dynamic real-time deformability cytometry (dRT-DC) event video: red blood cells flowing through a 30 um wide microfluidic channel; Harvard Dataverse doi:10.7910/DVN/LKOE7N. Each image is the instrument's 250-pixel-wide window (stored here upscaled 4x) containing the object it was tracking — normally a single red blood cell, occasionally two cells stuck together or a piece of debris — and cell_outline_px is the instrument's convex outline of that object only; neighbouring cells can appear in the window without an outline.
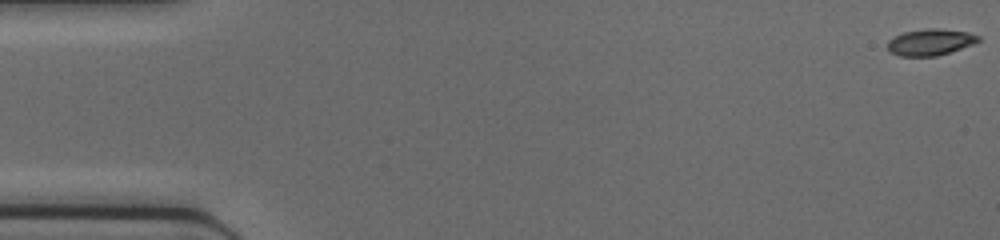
{"species": "common noctule bat (a hibernating species)", "species_latin": "Nyctalus noctula", "temperature_condition": "cold", "stored_images_in_passage": 46, "camera_frame_rate_fps": 3000, "um_per_image_px": 0.085, "animal": {"sex": "female", "body_mass_g": 17.0, "forearm_length_mm": 48.0}, "frame": {"image": 1, "passage_image": 1, "time_ms": 0.0, "image_size_px": [1000, 240], "cell_outline_px": [[980, 40], [972, 44], [936, 56], [900, 56], [892, 52], [888, 48], [888, 40], [904, 32], [928, 28], [936, 28], [968, 32], [980, 36]], "centroid_in_image_um": [79.08, 3.57], "position_along_channel_um": 5.9, "area_um2": 13.7}}
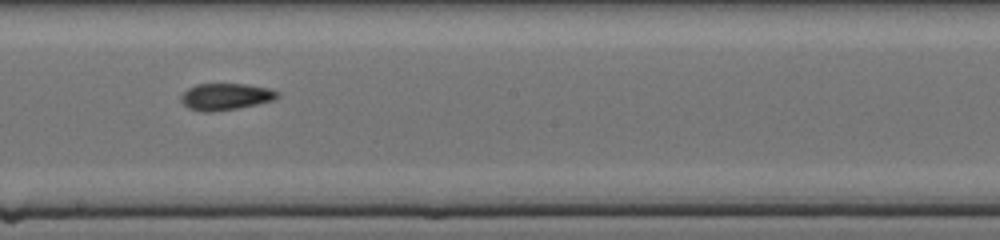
{"frame": {"image": 2, "passage_image": 26, "time_ms": 8.333, "image_size_px": [1000, 240], "cell_outline_px": [[280, 96], [276, 100], [236, 108], [208, 112], [204, 112], [188, 108], [180, 100], [180, 96], [188, 88], [196, 84], [244, 84], [268, 88], [280, 92]], "centroid_in_image_um": [19.19, 8.21], "position_along_channel_um": 229.0, "area_um2": 14.97}}
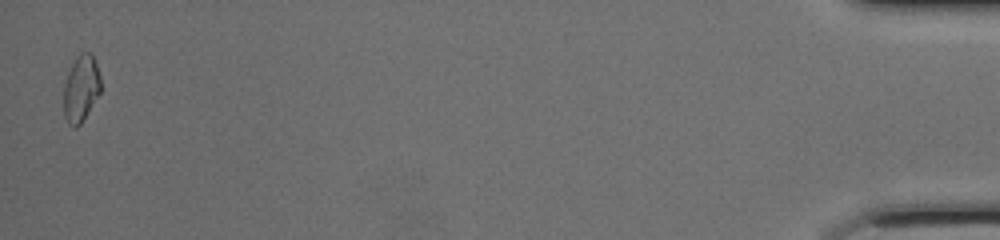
{"frame": {"image": 3, "passage_image": 46, "time_ms": 15.0, "image_size_px": [1000, 240], "cell_outline_px": [[100, 92], [80, 124], [76, 128], [72, 128], [68, 124], [64, 116], [64, 84], [68, 72], [76, 56], [80, 52], [92, 52], [100, 76]], "centroid_in_image_um": [6.87, 7.51], "position_along_channel_um": 428.3, "area_um2": 14.33}}